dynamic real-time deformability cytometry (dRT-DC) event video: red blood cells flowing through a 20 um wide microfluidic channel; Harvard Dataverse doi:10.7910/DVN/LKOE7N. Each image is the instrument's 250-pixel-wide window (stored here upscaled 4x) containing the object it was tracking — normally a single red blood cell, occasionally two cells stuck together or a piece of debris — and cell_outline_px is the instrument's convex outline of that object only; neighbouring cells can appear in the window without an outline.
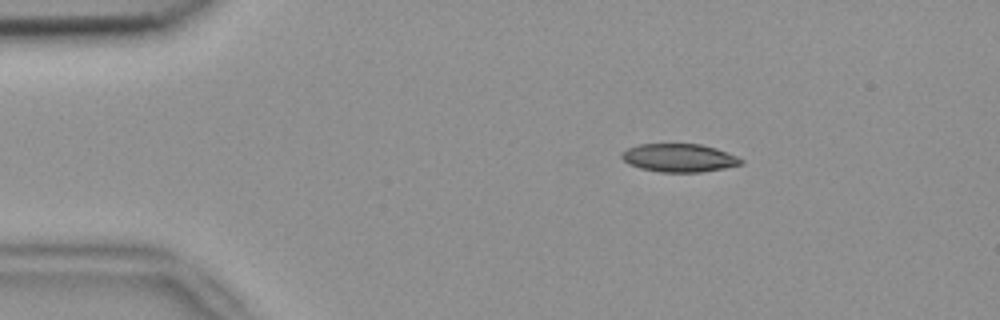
{"species": "common noctule bat (a hibernating species)", "species_latin": "Nyctalus noctula", "temperature_condition": "room temperature", "stored_images_in_passage": 48, "camera_frame_rate_fps": 3000, "um_per_image_px": 0.085, "animal": {"sex": "female", "body_mass_g": 18.4}, "frame": {"image": 1, "passage_image": 4, "time_ms": 1.0, "image_size_px": [1000, 320], "cell_outline_px": [[744, 160], [740, 164], [724, 168], [700, 172], [660, 172], [640, 168], [628, 164], [620, 156], [620, 152], [628, 148], [640, 144], [700, 144], [716, 148], [736, 156]], "centroid_in_image_um": [57.68, 13.41], "position_along_channel_um": 27.3, "area_um2": 19.54}}
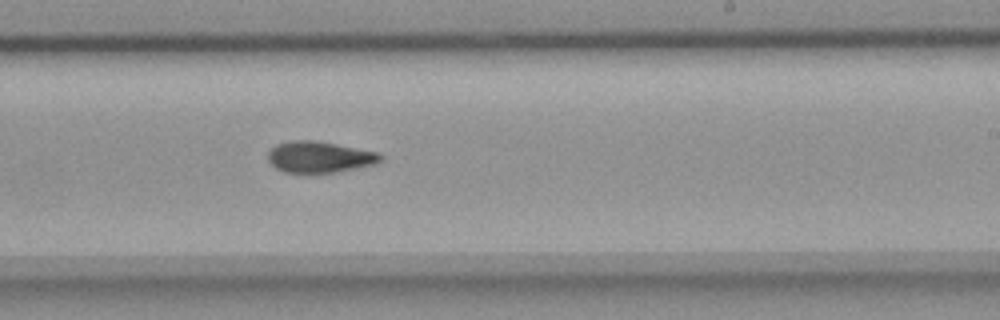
{"frame": {"image": 2, "passage_image": 27, "time_ms": 8.667, "image_size_px": [1000, 320], "cell_outline_px": [[384, 156], [376, 164], [336, 172], [284, 172], [276, 168], [268, 160], [268, 152], [276, 144], [292, 140], [316, 140], [380, 152]], "centroid_in_image_um": [27.18, 13.33], "position_along_channel_um": 261.8, "area_um2": 20.52}}
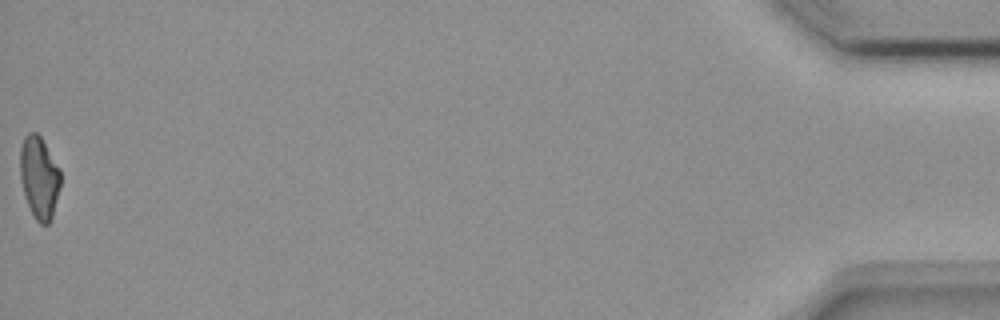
{"frame": {"image": 3, "passage_image": 48, "time_ms": 15.667, "image_size_px": [1000, 320], "cell_outline_px": [[60, 184], [52, 216], [48, 224], [40, 224], [36, 220], [28, 204], [20, 180], [20, 148], [24, 136], [28, 132], [36, 132], [40, 136], [60, 168]], "centroid_in_image_um": [3.32, 15.05], "position_along_channel_um": 431.9, "area_um2": 19.19}, "authors_computed_cell_mechanics": {"area_um2": 20.3745, "velocity_mm_per_s": 3.8455, "shape_relaxation_time_tau1_ms": null, "shape_relaxation_time_tau2_ms": 4.8623, "deformation_change_tau1": null, "deformation_change_tau2": 0.1081}}